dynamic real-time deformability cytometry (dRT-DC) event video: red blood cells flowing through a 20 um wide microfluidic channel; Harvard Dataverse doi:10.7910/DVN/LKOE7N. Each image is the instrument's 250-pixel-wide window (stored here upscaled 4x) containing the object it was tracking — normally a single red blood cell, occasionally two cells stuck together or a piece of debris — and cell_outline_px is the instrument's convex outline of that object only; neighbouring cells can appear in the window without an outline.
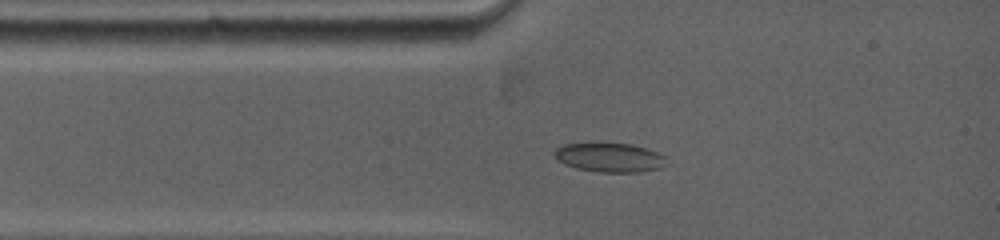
{"species": "common noctule bat (a hibernating species)", "species_latin": "Nyctalus noctula", "temperature_condition": "warm", "stored_images_in_passage": 32, "camera_frame_rate_fps": 5000, "um_per_image_px": 0.085, "animal": {"sex": "female", "body_mass_g": 19.0, "forearm_length_mm": 53.3}, "frame": {"image": 1, "passage_image": 4, "time_ms": 1.6, "image_size_px": [1000, 240], "cell_outline_px": [[664, 156], [660, 168], [640, 172], [600, 172], [576, 168], [564, 164], [552, 152], [556, 148], [564, 144], [628, 144], [644, 148], [656, 152]], "centroid_in_image_um": [51.76, 13.4], "position_along_channel_um": 33.2, "area_um2": 18.38}}
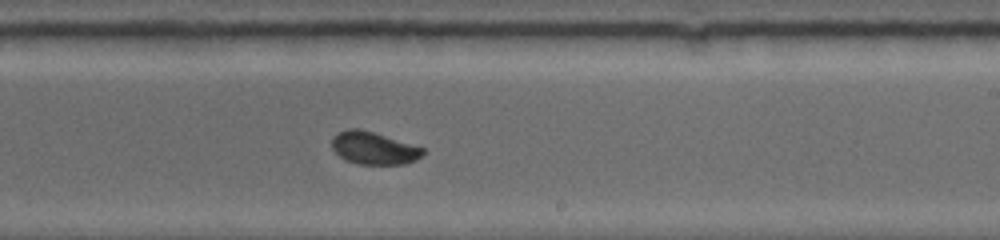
{"frame": {"image": 2, "passage_image": 16, "time_ms": 7.4, "image_size_px": [1000, 240], "cell_outline_px": [[424, 152], [416, 160], [404, 164], [356, 164], [344, 160], [332, 148], [332, 136], [348, 128], [360, 128], [424, 148]], "centroid_in_image_um": [31.73, 12.59], "position_along_channel_um": 257.3, "area_um2": 17.17}}
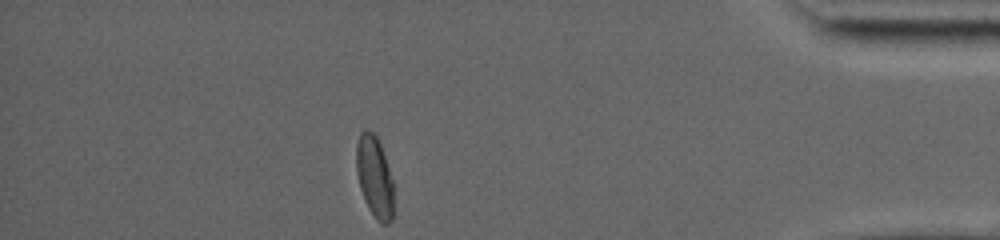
{"frame": {"image": 3, "passage_image": 32, "time_ms": 12.4, "image_size_px": [1000, 240], "cell_outline_px": [[392, 220], [388, 224], [380, 224], [376, 220], [368, 208], [364, 200], [360, 188], [356, 172], [356, 144], [360, 132], [364, 128], [372, 132], [376, 136], [380, 144], [392, 180]], "centroid_in_image_um": [31.8, 15.04], "position_along_channel_um": 403.4, "area_um2": 17.63}}